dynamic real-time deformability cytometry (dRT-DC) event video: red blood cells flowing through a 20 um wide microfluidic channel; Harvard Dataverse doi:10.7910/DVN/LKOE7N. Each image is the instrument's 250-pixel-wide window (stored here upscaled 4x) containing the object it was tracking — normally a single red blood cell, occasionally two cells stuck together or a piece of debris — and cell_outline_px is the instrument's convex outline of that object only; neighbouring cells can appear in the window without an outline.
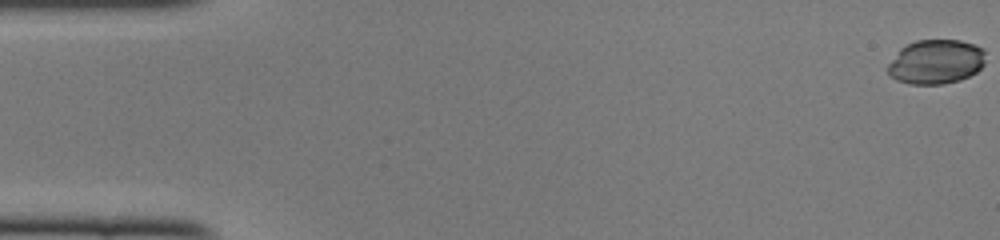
{"species": "common noctule bat (a hibernating species)", "species_latin": "Nyctalus noctula", "temperature_condition": "cold", "stored_images_in_passage": 48, "camera_frame_rate_fps": 3000, "um_per_image_px": 0.085, "animal": {"sex": "female", "body_mass_g": 22.0, "forearm_length_mm": 56.7}, "frame": {"image": 1, "passage_image": 1, "time_ms": 0.0, "image_size_px": [1000, 240], "cell_outline_px": [[984, 64], [976, 72], [960, 80], [944, 84], [908, 84], [896, 80], [888, 72], [888, 64], [900, 48], [916, 40], [960, 40], [984, 48]], "centroid_in_image_um": [79.55, 5.25], "position_along_channel_um": 5.5, "area_um2": 25.26}}
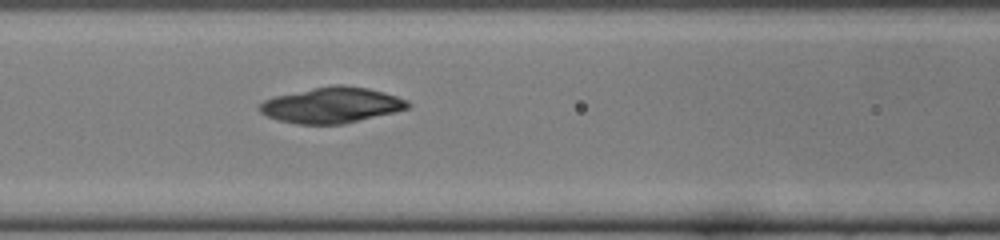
{"frame": {"image": 2, "passage_image": 21, "time_ms": 6.667, "image_size_px": [1000, 240], "cell_outline_px": [[412, 104], [408, 108], [396, 112], [344, 124], [296, 124], [276, 120], [260, 112], [256, 108], [264, 100], [276, 96], [312, 88], [332, 84], [340, 84], [368, 88], [384, 92], [408, 100]], "centroid_in_image_um": [28.2, 8.94], "position_along_channel_um": 138.4, "area_um2": 31.04}}
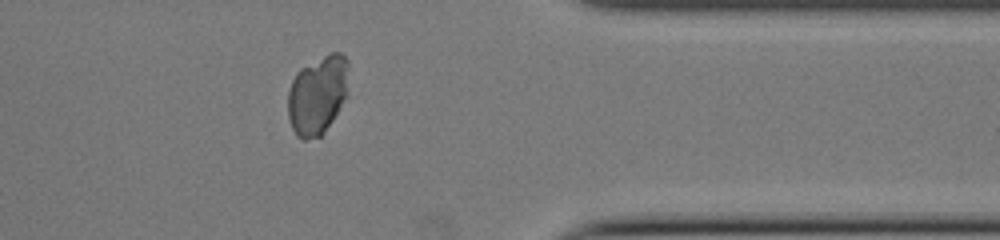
{"frame": {"image": 3, "passage_image": 40, "time_ms": 13.0, "image_size_px": [1000, 240], "cell_outline_px": [[348, 96], [324, 132], [320, 136], [304, 140], [300, 140], [296, 136], [292, 128], [288, 116], [288, 92], [292, 80], [296, 72], [300, 68], [332, 52], [340, 52], [348, 60]], "centroid_in_image_um": [27.0, 8.07], "position_along_channel_um": 384.4, "area_um2": 28.15}}